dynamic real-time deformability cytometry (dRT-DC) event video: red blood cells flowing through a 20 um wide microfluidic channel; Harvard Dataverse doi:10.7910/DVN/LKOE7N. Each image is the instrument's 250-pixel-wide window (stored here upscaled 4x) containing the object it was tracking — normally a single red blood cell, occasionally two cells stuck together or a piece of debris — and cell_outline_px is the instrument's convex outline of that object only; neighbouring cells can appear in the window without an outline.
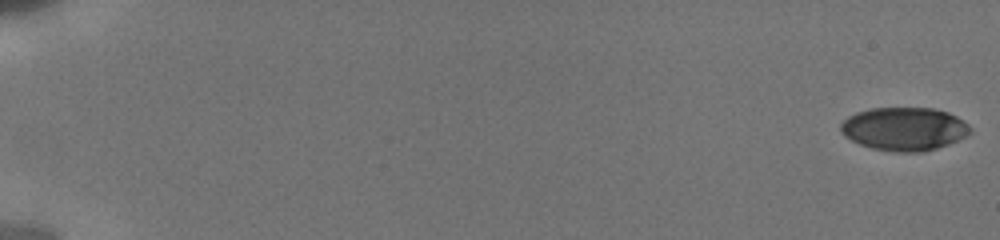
{"species": "human", "species_latin": "Homo sapiens", "temperature_condition": "cold", "stored_images_in_passage": 48, "camera_frame_rate_fps": 3000, "um_per_image_px": 0.085, "donor": {"sex": "male"}, "frame": {"image": 1, "passage_image": 1, "time_ms": 0.0, "image_size_px": [1000, 240], "cell_outline_px": [[972, 132], [968, 136], [948, 144], [924, 152], [896, 152], [872, 148], [860, 144], [844, 136], [840, 132], [840, 124], [848, 116], [856, 112], [872, 108], [932, 108], [948, 112], [956, 116], [968, 124], [972, 128]], "centroid_in_image_um": [76.87, 10.96], "position_along_channel_um": 8.1, "area_um2": 32.83}}
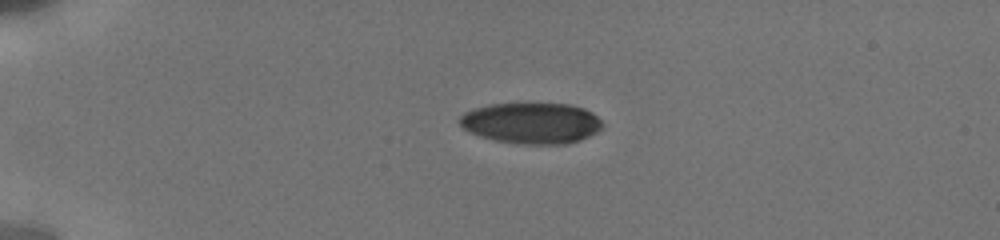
{"frame": {"image": 2, "passage_image": 32, "time_ms": 4.667, "image_size_px": [1000, 240], "cell_outline_px": [[604, 124], [596, 132], [580, 140], [568, 144], [516, 144], [496, 140], [480, 136], [468, 132], [456, 120], [464, 112], [488, 104], [568, 104], [584, 108], [592, 112]], "centroid_in_image_um": [45.15, 10.47], "position_along_channel_um": 39.9, "area_um2": 34.16}}